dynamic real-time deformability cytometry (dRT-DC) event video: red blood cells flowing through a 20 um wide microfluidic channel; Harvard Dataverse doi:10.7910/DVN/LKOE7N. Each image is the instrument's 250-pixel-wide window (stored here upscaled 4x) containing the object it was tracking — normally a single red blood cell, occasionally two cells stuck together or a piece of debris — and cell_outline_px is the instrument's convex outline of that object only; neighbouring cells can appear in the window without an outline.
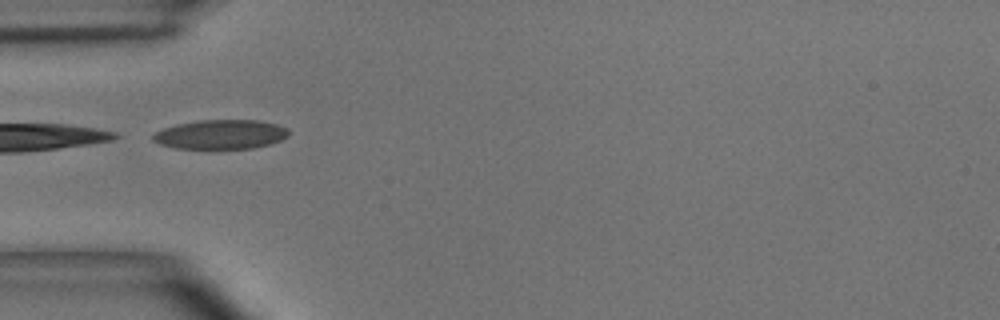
{"species": "common noctule bat (a hibernating species)", "species_latin": "Nyctalus noctula", "temperature_condition": "room temperature", "stored_images_in_passage": 15, "camera_frame_rate_fps": 3000, "um_per_image_px": 0.085, "animal": {"sex": "male", "body_mass_g": 15.6}, "frame": {"image": 1, "passage_image": 1, "time_ms": 0.0, "image_size_px": [1000, 320], "cell_outline_px": [[288, 136], [280, 140], [268, 144], [252, 148], [176, 148], [160, 144], [152, 140], [152, 136], [156, 132], [164, 128], [176, 124], [196, 120], [256, 120], [276, 124], [288, 128]], "centroid_in_image_um": [18.74, 11.41], "position_along_channel_um": 66.3, "area_um2": 23.0}}